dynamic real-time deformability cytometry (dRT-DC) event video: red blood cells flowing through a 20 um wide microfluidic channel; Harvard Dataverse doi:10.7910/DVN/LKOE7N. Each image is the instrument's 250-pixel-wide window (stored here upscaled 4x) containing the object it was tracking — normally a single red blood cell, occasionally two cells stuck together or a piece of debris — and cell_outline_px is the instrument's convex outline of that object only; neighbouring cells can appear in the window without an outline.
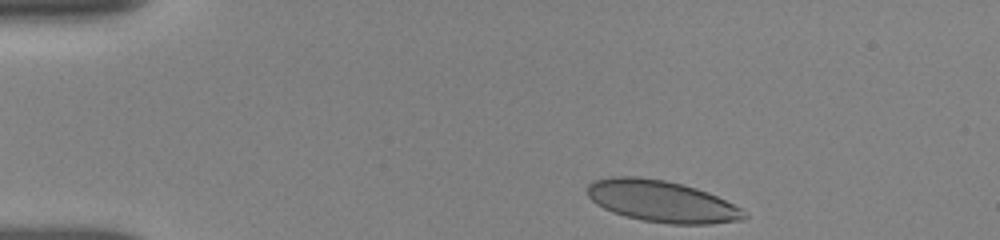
{"species": "human", "species_latin": "Homo sapiens", "temperature_condition": "room temperature", "stored_images_in_passage": 36, "camera_frame_rate_fps": 3000, "um_per_image_px": 0.085, "donor": {"sex": "female"}, "frame": {"image": 1, "passage_image": 1, "time_ms": 0.0, "image_size_px": [1000, 240], "cell_outline_px": [[748, 216], [744, 220], [708, 224], [668, 224], [640, 220], [624, 216], [612, 212], [596, 204], [588, 196], [588, 184], [592, 180], [608, 176], [636, 176], [664, 180], [696, 188], [708, 192], [740, 208]], "centroid_in_image_um": [56.21, 17.11], "position_along_channel_um": 28.8, "area_um2": 38.09}}
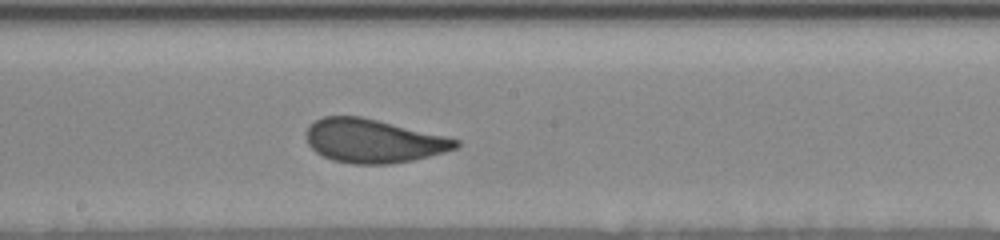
{"frame": {"image": 2, "passage_image": 21, "time_ms": 6.667, "image_size_px": [1000, 240], "cell_outline_px": [[460, 144], [456, 148], [444, 152], [412, 160], [388, 164], [352, 164], [332, 160], [316, 152], [308, 144], [308, 128], [316, 120], [324, 116], [360, 116], [448, 136], [460, 140]], "centroid_in_image_um": [31.77, 11.98], "position_along_channel_um": 216.4, "area_um2": 37.8}}
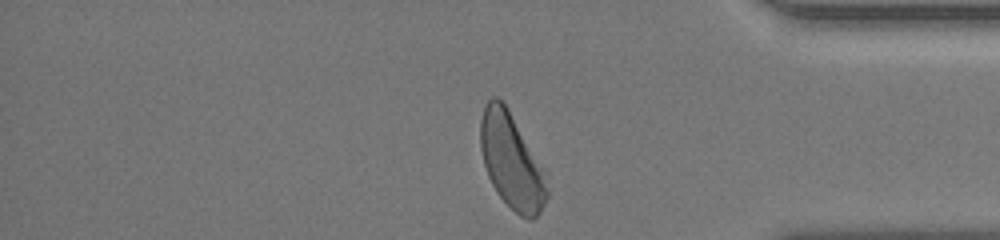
{"frame": {"image": 3, "passage_image": 36, "time_ms": 11.667, "image_size_px": [1000, 240], "cell_outline_px": [[548, 196], [540, 212], [532, 220], [528, 220], [520, 216], [496, 192], [488, 176], [484, 164], [480, 148], [480, 120], [484, 108], [488, 100], [492, 96], [496, 96], [508, 108], [548, 172]], "centroid_in_image_um": [43.52, 13.7], "position_along_channel_um": 391.7, "area_um2": 37.45}, "authors_computed_cell_mechanics": {"area_um2": 38.0902, "velocity_mm_per_s": 3.8343, "shape_relaxation_time_tau1_ms": 4.2681, "shape_relaxation_time_tau2_ms": null, "deformation_change_tau1": 0.1368, "deformation_change_tau2": null}}